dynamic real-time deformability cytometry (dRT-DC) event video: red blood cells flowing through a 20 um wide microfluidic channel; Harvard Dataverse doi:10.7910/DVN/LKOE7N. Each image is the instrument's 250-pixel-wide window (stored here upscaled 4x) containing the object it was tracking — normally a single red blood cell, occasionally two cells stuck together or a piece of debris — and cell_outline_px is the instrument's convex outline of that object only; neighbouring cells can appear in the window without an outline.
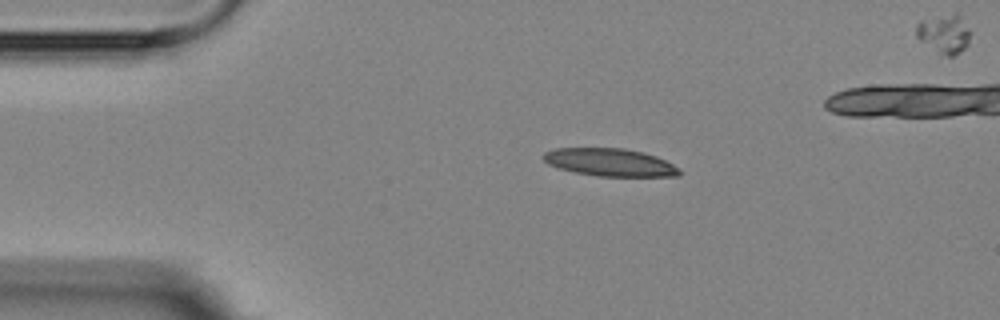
{"species": "Egyptian fruit bat (a non-hibernating species)", "species_latin": "Rousettus aegyptiacus", "temperature_condition": "room temperature", "stored_images_in_passage": 3, "segment_of_instrument_passage": [1, 2], "camera_frame_rate_fps": 3000, "um_per_image_px": 0.085, "animal": {"sex": "female"}, "frame": {"image": 1, "passage_image": 1, "time_ms": 0.0, "image_size_px": [1000, 320], "cell_outline_px": [[680, 176], [600, 176], [576, 172], [556, 168], [548, 164], [544, 160], [544, 152], [556, 148], [624, 148], [644, 152], [656, 156], [680, 168]], "centroid_in_image_um": [51.85, 13.79], "position_along_channel_um": 33.2, "area_um2": 21.91}}